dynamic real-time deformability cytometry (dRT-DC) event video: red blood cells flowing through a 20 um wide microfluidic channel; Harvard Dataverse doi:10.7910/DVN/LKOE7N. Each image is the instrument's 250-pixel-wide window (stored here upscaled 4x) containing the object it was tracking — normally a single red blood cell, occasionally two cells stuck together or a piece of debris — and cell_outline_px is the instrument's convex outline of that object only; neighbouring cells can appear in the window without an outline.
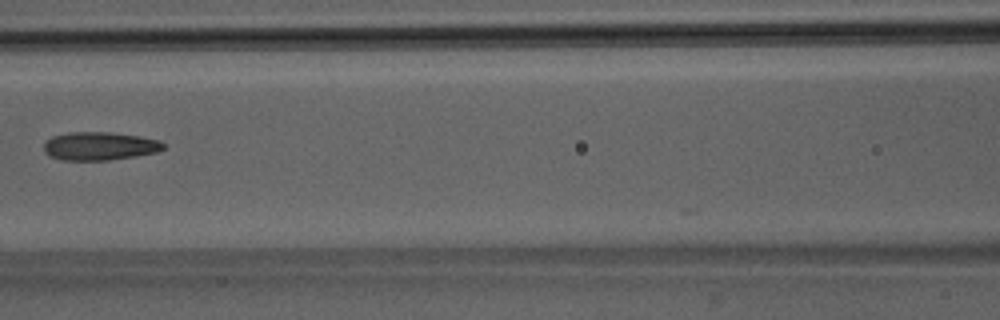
{"species": "Egyptian fruit bat (a non-hibernating species)", "species_latin": "Rousettus aegyptiacus", "temperature_condition": "room temperature", "stored_images_in_passage": 8, "camera_frame_rate_fps": 3000, "um_per_image_px": 0.085, "animal": {"sex": "male"}, "frame": {"image": 1, "passage_image": 7, "time_ms": 7.0, "image_size_px": [1000, 320], "cell_outline_px": [[164, 148], [156, 152], [136, 156], [108, 160], [60, 160], [48, 156], [44, 152], [44, 140], [52, 136], [68, 132], [108, 132], [140, 136], [160, 140], [164, 144]], "centroid_in_image_um": [8.42, 12.41], "position_along_channel_um": 158.2, "area_um2": 19.88}}